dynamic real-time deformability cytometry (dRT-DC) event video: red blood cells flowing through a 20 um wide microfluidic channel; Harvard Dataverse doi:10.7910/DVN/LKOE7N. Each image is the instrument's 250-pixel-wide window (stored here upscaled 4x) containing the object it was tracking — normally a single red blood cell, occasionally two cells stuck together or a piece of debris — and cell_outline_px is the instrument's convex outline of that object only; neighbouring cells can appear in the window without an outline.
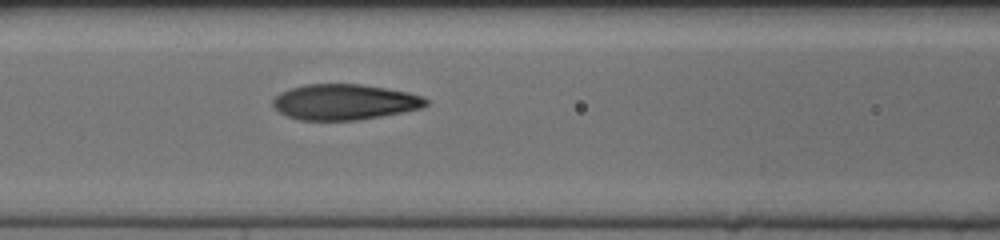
{"species": "human", "species_latin": "Homo sapiens", "temperature_condition": "cold", "stored_images_in_passage": 40, "camera_frame_rate_fps": 3000, "um_per_image_px": 0.085, "donor": {"sex": "female"}, "frame": {"image": 1, "passage_image": 18, "time_ms": 5.667, "image_size_px": [1000, 240], "cell_outline_px": [[428, 104], [420, 108], [380, 116], [356, 120], [300, 120], [288, 116], [280, 112], [272, 104], [272, 100], [280, 92], [304, 84], [360, 84], [408, 92], [424, 96], [428, 100]], "centroid_in_image_um": [29.27, 8.66], "position_along_channel_um": 137.3, "area_um2": 31.56}}
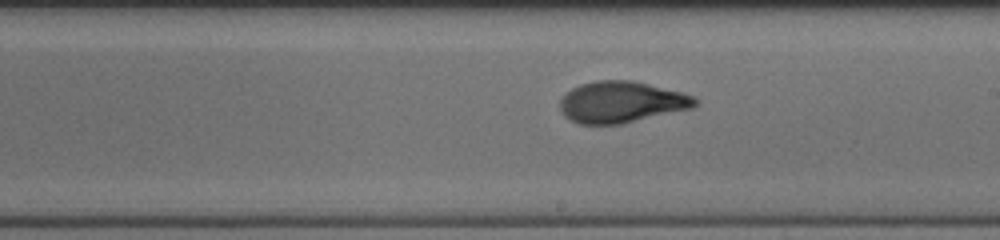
{"frame": {"image": 2, "passage_image": 26, "time_ms": 8.333, "image_size_px": [1000, 240], "cell_outline_px": [[700, 100], [692, 108], [620, 124], [580, 124], [564, 116], [560, 108], [560, 100], [572, 88], [580, 84], [596, 80], [632, 80], [684, 92]], "centroid_in_image_um": [52.83, 8.66], "position_along_channel_um": 236.2, "area_um2": 32.48}}
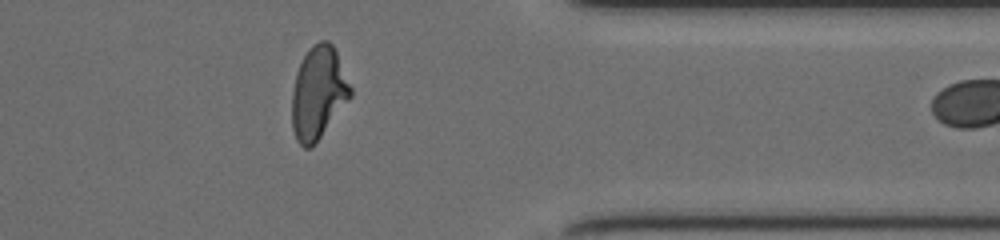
{"frame": {"image": 3, "passage_image": 39, "time_ms": 12.667, "image_size_px": [1000, 240], "cell_outline_px": [[352, 96], [320, 136], [308, 148], [304, 148], [296, 140], [292, 128], [292, 92], [296, 72], [308, 48], [312, 44], [320, 40], [328, 40], [332, 44], [336, 52], [352, 88]], "centroid_in_image_um": [27.04, 7.85], "position_along_channel_um": 384.4, "area_um2": 31.27}}